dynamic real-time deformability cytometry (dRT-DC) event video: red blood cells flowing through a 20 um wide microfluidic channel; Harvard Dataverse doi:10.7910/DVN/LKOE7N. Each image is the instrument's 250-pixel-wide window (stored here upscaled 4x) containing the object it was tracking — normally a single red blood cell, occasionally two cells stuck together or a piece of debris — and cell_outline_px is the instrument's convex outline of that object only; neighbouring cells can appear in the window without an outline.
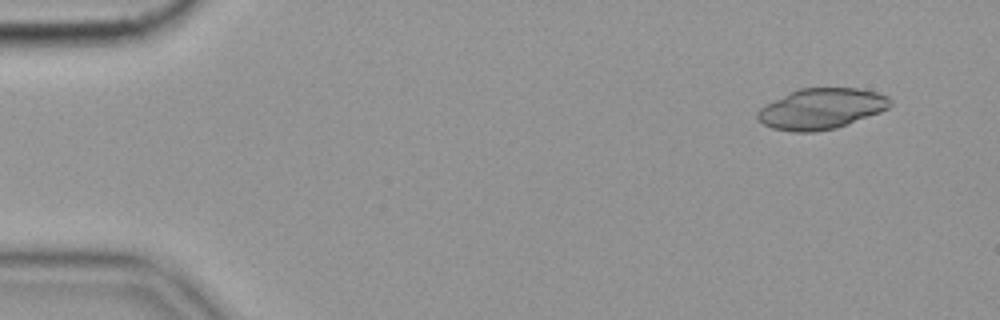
{"species": "common noctule bat (a hibernating species)", "species_latin": "Nyctalus noctula", "temperature_condition": "cold", "stored_images_in_passage": 53, "camera_frame_rate_fps": 3000, "um_per_image_px": 0.085, "animal": {"sex": "female", "body_mass_g": 19.9}, "frame": {"image": 1, "passage_image": 1, "time_ms": 0.0, "image_size_px": [1000, 320], "cell_outline_px": [[892, 104], [888, 108], [880, 112], [848, 124], [836, 128], [816, 132], [792, 132], [772, 128], [764, 124], [756, 116], [756, 112], [764, 104], [800, 88], [856, 88], [876, 92], [888, 96], [892, 100]], "centroid_in_image_um": [69.81, 9.25], "position_along_channel_um": 15.2, "area_um2": 31.5}}